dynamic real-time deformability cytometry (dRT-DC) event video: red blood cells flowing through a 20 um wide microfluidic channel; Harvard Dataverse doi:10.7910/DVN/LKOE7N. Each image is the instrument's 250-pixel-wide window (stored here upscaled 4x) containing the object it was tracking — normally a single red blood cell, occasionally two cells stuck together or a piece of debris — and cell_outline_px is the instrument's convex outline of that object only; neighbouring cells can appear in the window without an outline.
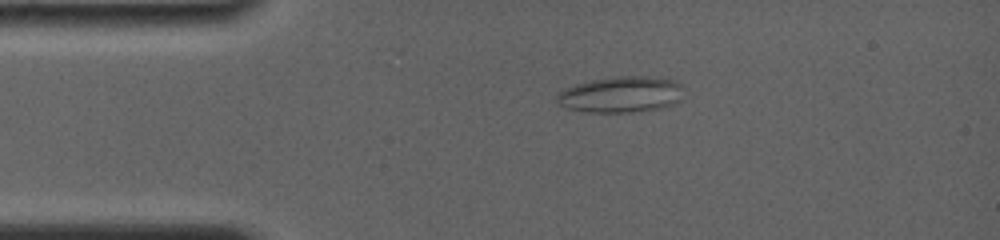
{"species": "common noctule bat (a hibernating species)", "species_latin": "Nyctalus noctula", "temperature_condition": "room temperature", "stored_images_in_passage": 30, "camera_frame_rate_fps": 4000, "um_per_image_px": 0.085, "animal": {"sex": "female", "body_mass_g": 19.0, "forearm_length_mm": 56.7}, "frame": {"image": 1, "passage_image": 2, "time_ms": 1.0, "image_size_px": [1000, 240], "cell_outline_px": [[684, 88], [680, 100], [672, 104], [660, 108], [628, 112], [588, 112], [568, 108], [556, 104], [556, 96], [564, 88], [576, 84], [592, 80], [620, 76], [668, 76], [684, 84]], "centroid_in_image_um": [52.85, 8.0], "position_along_channel_um": 32.2, "area_um2": 27.05}}
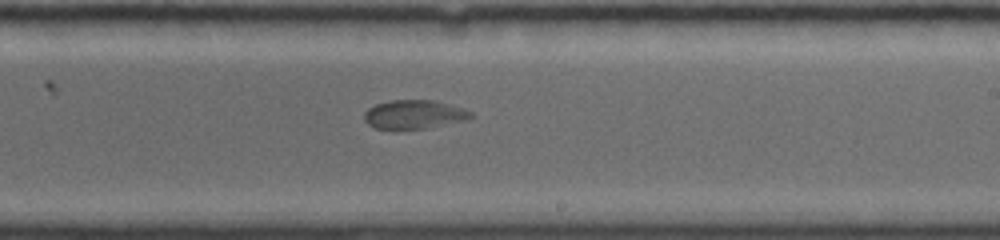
{"frame": {"image": 2, "passage_image": 15, "time_ms": 7.75, "image_size_px": [1000, 240], "cell_outline_px": [[476, 116], [464, 120], [424, 128], [372, 128], [364, 120], [364, 112], [368, 108], [376, 104], [392, 100], [436, 100], [464, 108], [472, 112]], "centroid_in_image_um": [35.21, 9.7], "position_along_channel_um": 253.8, "area_um2": 17.74}}
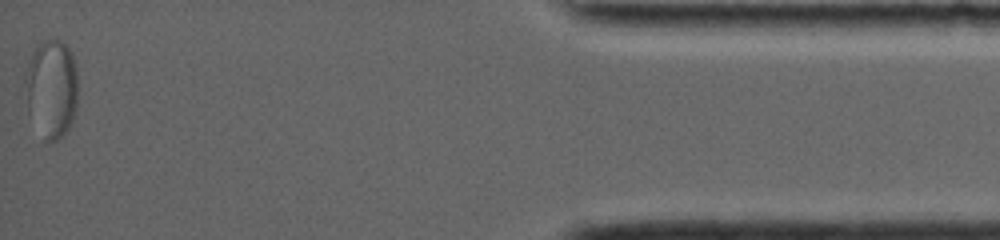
{"frame": {"image": 3, "passage_image": 30, "time_ms": 14.25, "image_size_px": [1000, 240], "cell_outline_px": [[76, 108], [68, 132], [56, 140], [44, 140], [28, 112], [24, 84], [24, 80], [28, 64], [32, 52], [36, 44], [44, 40], [60, 40], [72, 52], [76, 64]], "centroid_in_image_um": [4.37, 7.52], "position_along_channel_um": 430.8, "area_um2": 30.4}}